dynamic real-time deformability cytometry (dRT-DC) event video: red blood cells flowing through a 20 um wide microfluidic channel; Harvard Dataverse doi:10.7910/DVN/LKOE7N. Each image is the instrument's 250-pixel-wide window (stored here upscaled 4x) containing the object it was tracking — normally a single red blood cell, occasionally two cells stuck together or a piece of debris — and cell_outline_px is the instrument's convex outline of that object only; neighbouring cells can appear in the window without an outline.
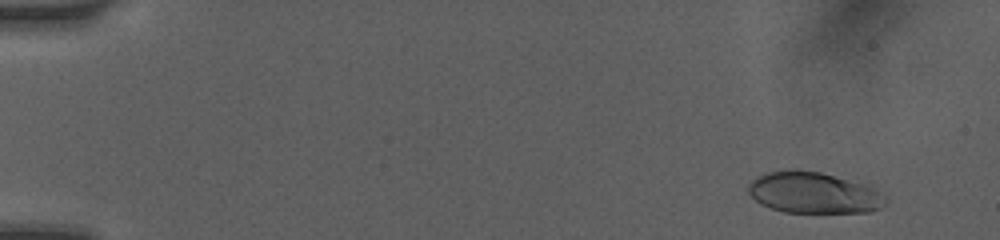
{"species": "human", "species_latin": "Homo sapiens", "temperature_condition": "room temperature", "stored_images_in_passage": 23, "camera_frame_rate_fps": 3000, "um_per_image_px": 0.085, "donor": {"sex": "female"}, "frame": {"image": 1, "passage_image": 2, "time_ms": 1.0, "image_size_px": [1000, 240], "cell_outline_px": [[888, 204], [880, 208], [868, 212], [784, 212], [760, 204], [748, 192], [748, 184], [756, 176], [768, 172], [792, 168], [820, 172], [864, 184], [872, 188], [884, 196], [888, 200]], "centroid_in_image_um": [69.13, 16.38], "position_along_channel_um": 15.9, "area_um2": 32.95}}
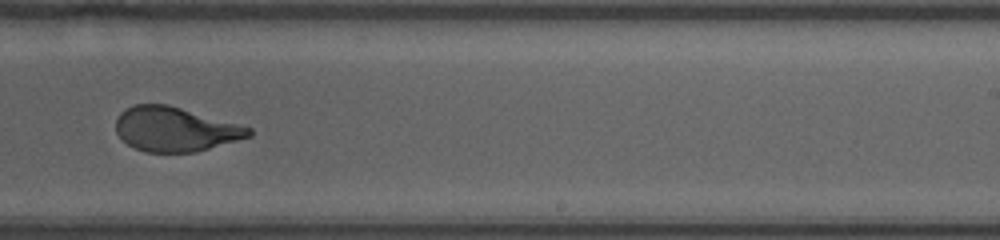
{"frame": {"image": 2, "passage_image": 13, "time_ms": 10.667, "image_size_px": [1000, 240], "cell_outline_px": [[252, 136], [196, 152], [144, 152], [128, 144], [116, 132], [116, 120], [120, 112], [124, 108], [136, 104], [168, 104], [252, 128]], "centroid_in_image_um": [14.88, 10.98], "position_along_channel_um": 274.1, "area_um2": 34.28}}
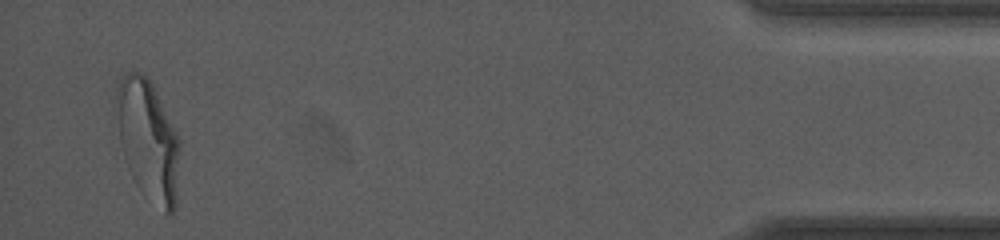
{"frame": {"image": 3, "passage_image": 23, "time_ms": 16.0, "image_size_px": [1000, 240], "cell_outline_px": [[180, 148], [176, 204], [172, 212], [168, 216], [164, 216], [124, 156], [112, 112], [112, 104], [116, 88], [120, 80], [128, 72], [140, 72], [148, 76], [180, 140]], "centroid_in_image_um": [12.57, 11.77], "position_along_channel_um": 422.6, "area_um2": 43.81}, "authors_computed_cell_mechanics": {"area_um2": 34.68, "velocity_mm_per_s": 4.0958, "shape_relaxation_time_tau1_ms": 4.5503, "shape_relaxation_time_tau2_ms": null, "deformation_change_tau1": 0.1743, "deformation_change_tau2": null}}